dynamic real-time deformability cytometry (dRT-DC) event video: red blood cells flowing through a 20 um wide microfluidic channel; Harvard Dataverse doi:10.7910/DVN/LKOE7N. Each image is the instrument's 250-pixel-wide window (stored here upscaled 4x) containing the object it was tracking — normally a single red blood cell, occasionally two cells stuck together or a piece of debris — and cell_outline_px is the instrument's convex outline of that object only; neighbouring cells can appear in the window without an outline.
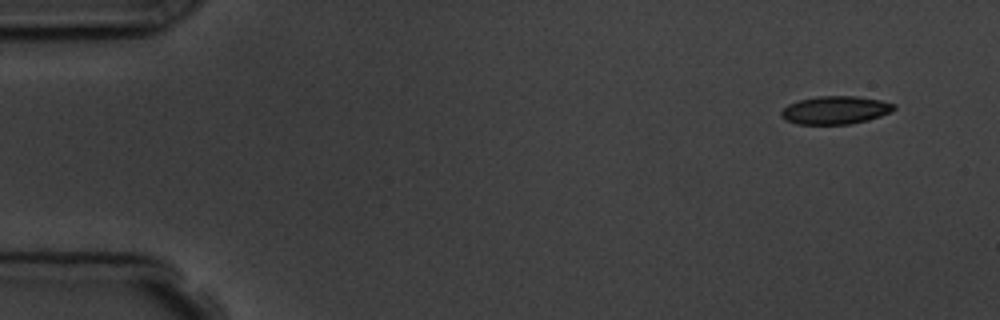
{"species": "common noctule bat (a hibernating species)", "species_latin": "Nyctalus noctula", "temperature_condition": "room temperature", "stored_images_in_passage": 9, "camera_frame_rate_fps": 3000, "um_per_image_px": 0.085, "animal": {"sex": "male", "body_mass_g": 19.5, "forearm_length_mm": 54.6}, "frame": {"image": 1, "passage_image": 1, "time_ms": 0.0, "image_size_px": [1000, 320], "cell_outline_px": [[896, 108], [892, 112], [868, 120], [848, 124], [796, 124], [784, 120], [780, 116], [780, 112], [788, 104], [800, 100], [820, 96], [856, 96], [880, 100], [896, 104]], "centroid_in_image_um": [71.0, 9.36], "position_along_channel_um": 14.0, "area_um2": 18.5}}
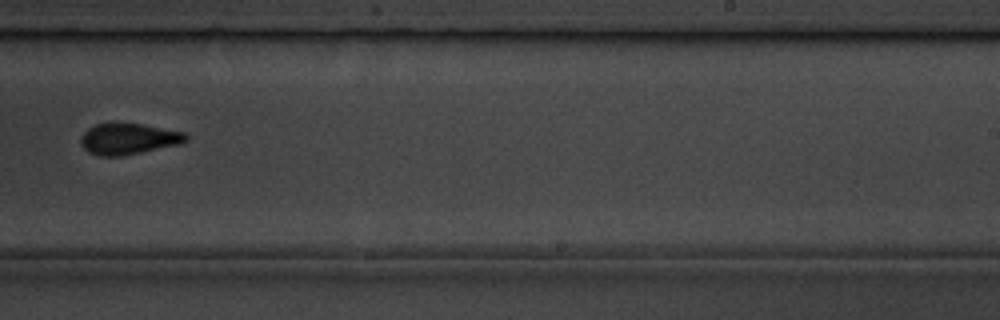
{"frame": {"image": 2, "passage_image": 9, "time_ms": 10.0, "image_size_px": [1000, 320], "cell_outline_px": [[188, 140], [180, 144], [120, 156], [100, 156], [88, 152], [80, 144], [80, 136], [88, 128], [96, 124], [116, 120], [140, 124], [184, 132], [188, 136]], "centroid_in_image_um": [10.87, 11.77], "position_along_channel_um": 278.1, "area_um2": 19.42}}